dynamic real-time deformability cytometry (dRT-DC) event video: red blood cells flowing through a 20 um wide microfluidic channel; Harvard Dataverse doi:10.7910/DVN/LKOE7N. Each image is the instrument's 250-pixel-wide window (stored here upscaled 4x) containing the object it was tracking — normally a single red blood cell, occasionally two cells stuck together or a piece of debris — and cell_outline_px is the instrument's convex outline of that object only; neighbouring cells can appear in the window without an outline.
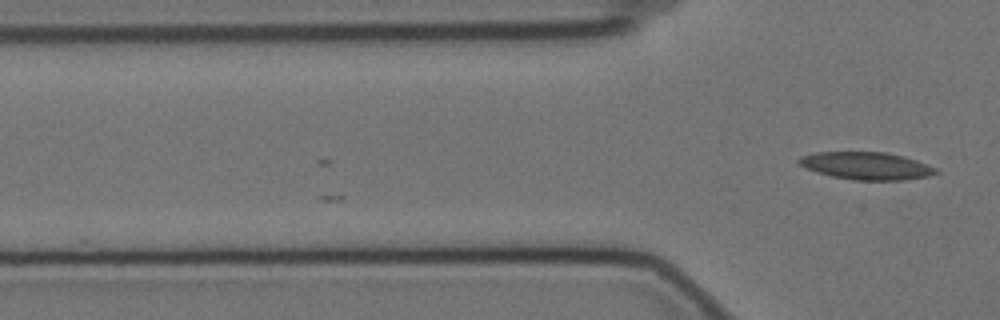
{"species": "Egyptian fruit bat (a non-hibernating species)", "species_latin": "Rousettus aegyptiacus", "temperature_condition": "cold", "stored_images_in_passage": 15, "camera_frame_rate_fps": 3000, "um_per_image_px": 0.085, "animal": {"sex": "female"}, "frame": {"image": 1, "passage_image": 15, "time_ms": 4.667, "image_size_px": [1000, 320], "cell_outline_px": [[940, 172], [932, 176], [904, 180], [856, 180], [832, 176], [816, 172], [796, 164], [796, 160], [800, 156], [816, 152], [884, 152], [904, 156], [916, 160], [936, 168]], "centroid_in_image_um": [73.63, 14.09], "position_along_channel_um": 52.2, "area_um2": 22.14}}